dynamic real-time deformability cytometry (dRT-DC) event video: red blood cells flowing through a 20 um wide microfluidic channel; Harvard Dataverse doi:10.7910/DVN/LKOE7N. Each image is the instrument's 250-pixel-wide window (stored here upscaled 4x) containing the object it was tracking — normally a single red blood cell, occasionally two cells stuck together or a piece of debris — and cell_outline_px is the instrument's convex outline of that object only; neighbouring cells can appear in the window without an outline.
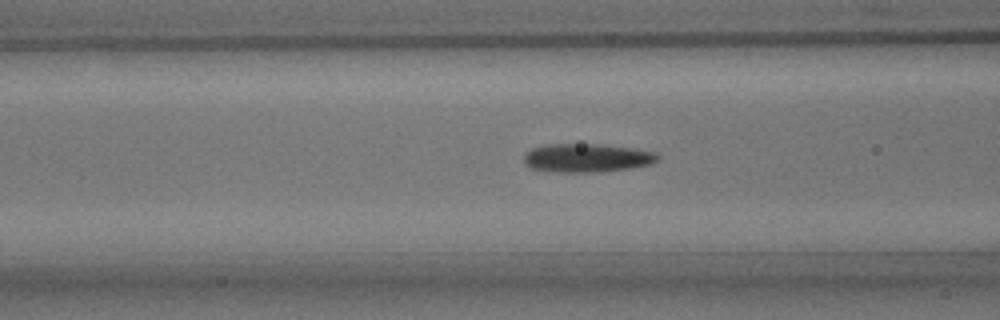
{"species": "common noctule bat (a hibernating species)", "species_latin": "Nyctalus noctula", "temperature_condition": "room temperature", "stored_images_in_passage": 40, "camera_frame_rate_fps": 3000, "um_per_image_px": 0.085, "animal": {"sex": "male", "body_mass_g": 15.6}, "frame": {"image": 1, "passage_image": 7, "time_ms": 2.0, "image_size_px": [1000, 320], "cell_outline_px": [[660, 160], [652, 164], [632, 168], [600, 172], [556, 172], [532, 168], [524, 164], [524, 152], [532, 148], [544, 144], [604, 144], [632, 148], [656, 152], [660, 156]], "centroid_in_image_um": [49.91, 13.42], "position_along_channel_um": 116.7, "area_um2": 22.66}}
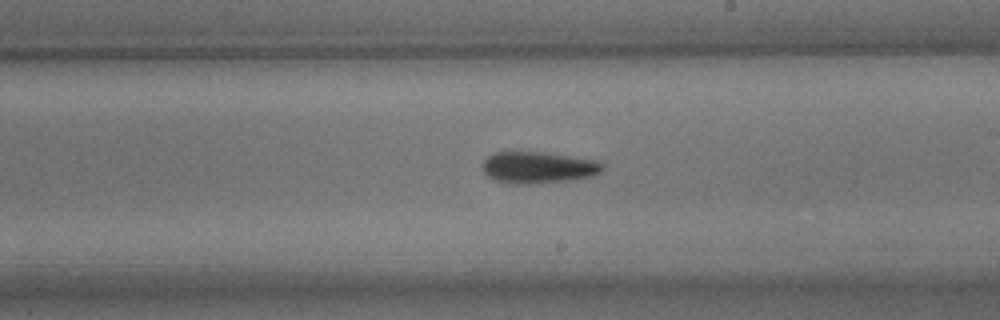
{"frame": {"image": 2, "passage_image": 17, "time_ms": 5.333, "image_size_px": [1000, 320], "cell_outline_px": [[604, 168], [600, 172], [592, 176], [568, 180], [528, 184], [504, 184], [492, 180], [484, 172], [484, 160], [488, 156], [496, 152], [544, 152], [600, 160], [604, 164]], "centroid_in_image_um": [45.76, 14.24], "position_along_channel_um": 243.2, "area_um2": 22.31}}
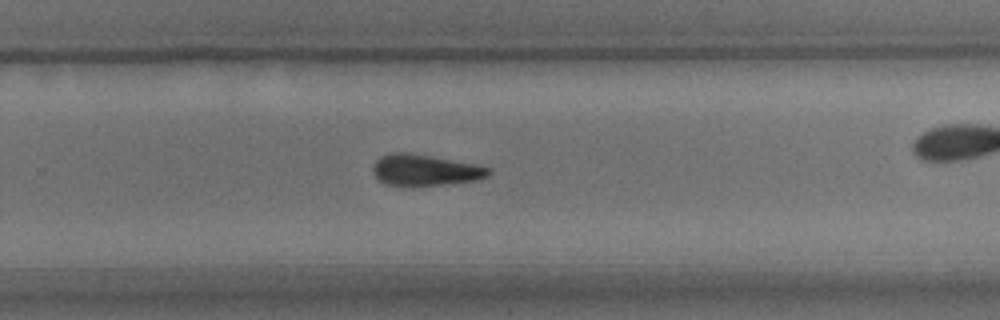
{"frame": {"image": 3, "passage_image": 21, "time_ms": 6.667, "image_size_px": [1000, 320], "cell_outline_px": [[492, 172], [488, 176], [476, 180], [440, 184], [384, 184], [372, 172], [372, 168], [376, 160], [380, 156], [392, 152], [408, 152], [432, 156], [476, 164], [492, 168]], "centroid_in_image_um": [36.14, 14.42], "position_along_channel_um": 293.7, "area_um2": 20.69}, "authors_computed_cell_mechanics": {"area_um2": 21.097, "velocity_mm_per_s": 3.8011, "shape_relaxation_time_tau1_ms": 3.6423, "shape_relaxation_time_tau2_ms": 6.4419, "deformation_change_tau1": 0.1362, "deformation_change_tau2": 0.1605}}